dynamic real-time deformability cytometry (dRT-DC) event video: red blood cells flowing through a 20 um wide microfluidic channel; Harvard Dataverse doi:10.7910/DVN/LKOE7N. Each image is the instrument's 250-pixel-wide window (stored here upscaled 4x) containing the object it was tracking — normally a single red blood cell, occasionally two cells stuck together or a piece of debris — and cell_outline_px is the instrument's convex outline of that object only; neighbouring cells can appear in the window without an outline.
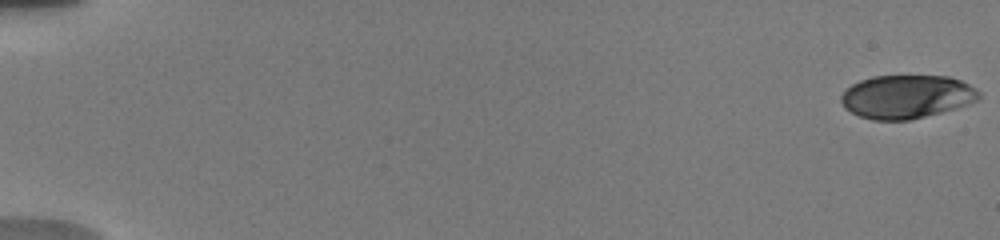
{"species": "human", "species_latin": "Homo sapiens", "temperature_condition": "warm", "stored_images_in_passage": 25, "camera_frame_rate_fps": 3000, "um_per_image_px": 0.085, "donor": {"sex": "male"}, "frame": {"image": 1, "passage_image": 1, "time_ms": 0.0, "image_size_px": [1000, 240], "cell_outline_px": [[980, 96], [976, 100], [940, 112], [908, 120], [872, 120], [860, 116], [844, 108], [840, 100], [840, 96], [852, 84], [860, 80], [872, 76], [948, 76], [960, 80], [968, 84], [980, 92]], "centroid_in_image_um": [77.01, 8.21], "position_along_channel_um": 8.0, "area_um2": 34.45}}
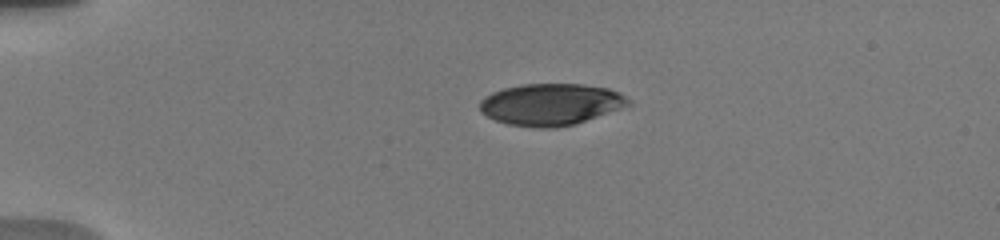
{"frame": {"image": 2, "passage_image": 18, "time_ms": 4.333, "image_size_px": [1000, 240], "cell_outline_px": [[632, 104], [576, 124], [552, 128], [536, 128], [508, 124], [496, 120], [480, 112], [480, 100], [484, 96], [492, 92], [504, 88], [520, 84], [584, 84], [608, 88], [632, 100]], "centroid_in_image_um": [46.8, 8.87], "position_along_channel_um": 38.2, "area_um2": 36.18}}